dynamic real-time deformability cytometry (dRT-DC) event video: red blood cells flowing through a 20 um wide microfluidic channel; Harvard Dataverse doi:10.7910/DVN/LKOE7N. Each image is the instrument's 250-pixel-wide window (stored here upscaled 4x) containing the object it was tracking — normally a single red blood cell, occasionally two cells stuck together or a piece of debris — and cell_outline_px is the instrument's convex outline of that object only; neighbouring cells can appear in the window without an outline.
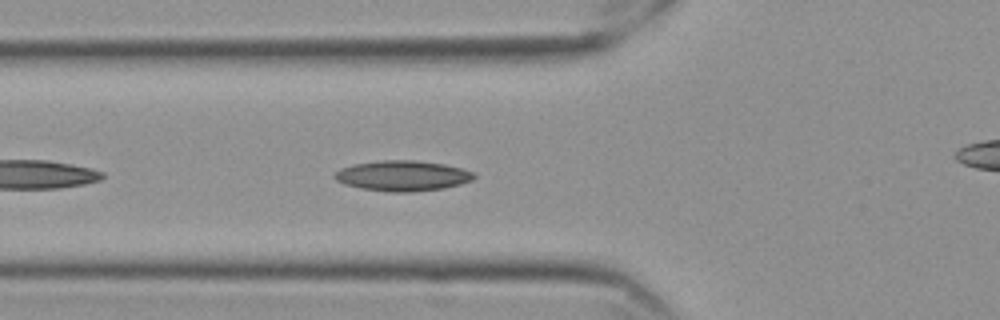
{"species": "Egyptian fruit bat (a non-hibernating species)", "species_latin": "Rousettus aegyptiacus", "temperature_condition": "cold", "stored_images_in_passage": 42, "camera_frame_rate_fps": 3000, "um_per_image_px": 0.085, "frame": {"image": 1, "passage_image": 5, "time_ms": 1.333, "image_size_px": [1000, 320], "cell_outline_px": [[476, 176], [472, 180], [460, 184], [444, 188], [412, 192], [388, 192], [360, 188], [344, 184], [336, 180], [332, 176], [340, 168], [352, 164], [380, 160], [416, 160], [444, 164], [476, 172]], "centroid_in_image_um": [34.21, 14.94], "position_along_channel_um": 91.6, "area_um2": 24.91}}
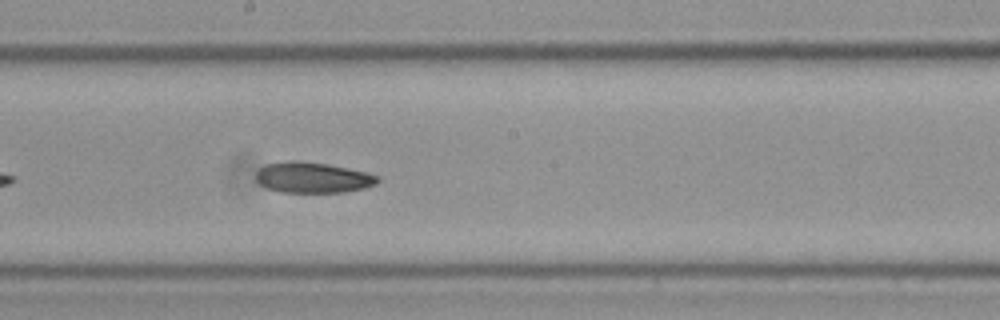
{"frame": {"image": 2, "passage_image": 16, "time_ms": 5.0, "image_size_px": [1000, 320], "cell_outline_px": [[380, 180], [376, 184], [364, 188], [344, 192], [280, 192], [268, 188], [260, 184], [256, 180], [256, 172], [260, 168], [268, 164], [288, 160], [292, 160], [328, 164], [368, 172], [380, 176]], "centroid_in_image_um": [26.61, 15.09], "position_along_channel_um": 221.6, "area_um2": 21.79}}
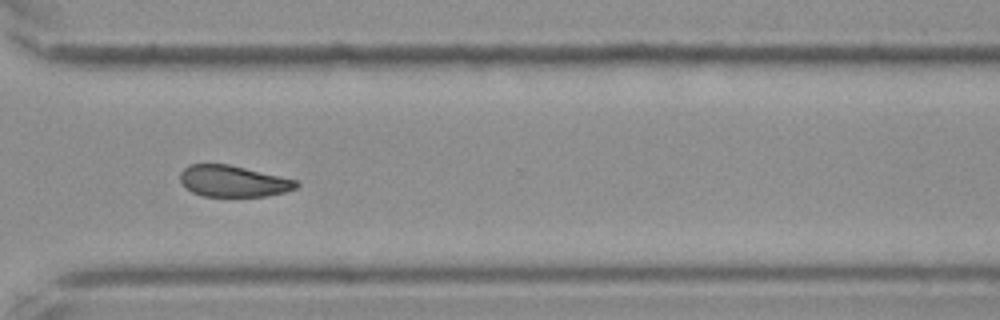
{"frame": {"image": 3, "passage_image": 27, "time_ms": 8.667, "image_size_px": [1000, 320], "cell_outline_px": [[300, 184], [296, 188], [284, 192], [268, 196], [200, 196], [192, 192], [180, 180], [180, 172], [188, 164], [228, 164], [296, 180]], "centroid_in_image_um": [19.81, 15.4], "position_along_channel_um": 350.8, "area_um2": 21.04}, "authors_computed_cell_mechanics": {"area_um2": 22.5709, "velocity_mm_per_s": 3.5267, "shape_relaxation_time_tau1_ms": 8.0303, "shape_relaxation_time_tau2_ms": null, "deformation_change_tau1": 0.1083, "deformation_change_tau2": null}}